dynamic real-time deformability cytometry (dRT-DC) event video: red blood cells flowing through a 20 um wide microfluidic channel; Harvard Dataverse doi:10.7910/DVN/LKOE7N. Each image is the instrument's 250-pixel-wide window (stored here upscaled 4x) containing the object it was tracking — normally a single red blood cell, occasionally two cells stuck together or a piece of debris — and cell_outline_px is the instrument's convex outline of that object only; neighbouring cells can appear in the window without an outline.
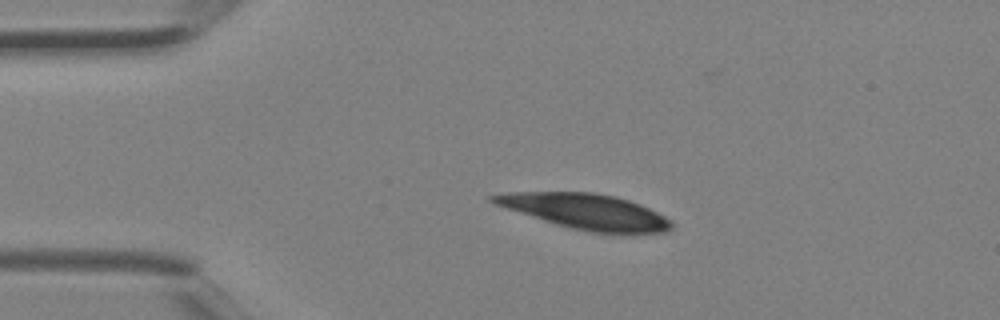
{"species": "Egyptian fruit bat (a non-hibernating species)", "species_latin": "Rousettus aegyptiacus", "temperature_condition": "room temperature", "stored_images_in_passage": 2, "camera_frame_rate_fps": 3000, "um_per_image_px": 0.085, "animal": {"sex": "female"}, "frame": {"image": 1, "passage_image": 1, "time_ms": 0.0, "image_size_px": [1000, 320], "cell_outline_px": [[672, 228], [664, 232], [588, 232], [568, 228], [496, 204], [488, 200], [488, 196], [508, 192], [592, 192], [616, 196], [640, 204], [672, 220]], "centroid_in_image_um": [49.78, 17.96], "position_along_channel_um": 35.2, "area_um2": 36.07}}